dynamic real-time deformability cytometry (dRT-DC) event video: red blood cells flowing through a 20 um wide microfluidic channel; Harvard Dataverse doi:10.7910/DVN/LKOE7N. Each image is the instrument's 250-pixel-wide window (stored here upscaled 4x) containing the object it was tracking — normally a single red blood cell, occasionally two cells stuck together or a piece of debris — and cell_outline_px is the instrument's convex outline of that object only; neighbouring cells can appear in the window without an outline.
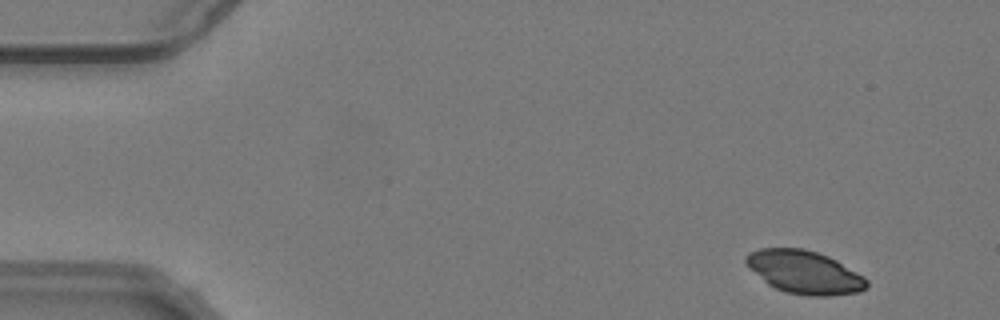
{"species": "common noctule bat (a hibernating species)", "species_latin": "Nyctalus noctula", "temperature_condition": "warm", "stored_images_in_passage": 12, "camera_frame_rate_fps": 3000, "um_per_image_px": 0.085, "animal": {"sex": "male", "body_mass_g": 19.2, "forearm_length_mm": 51.8}, "frame": {"image": 1, "passage_image": 3, "time_ms": 0.667, "image_size_px": [1000, 320], "cell_outline_px": [[868, 288], [860, 292], [828, 296], [808, 296], [784, 292], [768, 284], [748, 268], [744, 264], [744, 256], [748, 252], [760, 248], [804, 248], [828, 256], [836, 260], [864, 276], [868, 280]], "centroid_in_image_um": [68.36, 23.13], "position_along_channel_um": 16.6, "area_um2": 30.63}}